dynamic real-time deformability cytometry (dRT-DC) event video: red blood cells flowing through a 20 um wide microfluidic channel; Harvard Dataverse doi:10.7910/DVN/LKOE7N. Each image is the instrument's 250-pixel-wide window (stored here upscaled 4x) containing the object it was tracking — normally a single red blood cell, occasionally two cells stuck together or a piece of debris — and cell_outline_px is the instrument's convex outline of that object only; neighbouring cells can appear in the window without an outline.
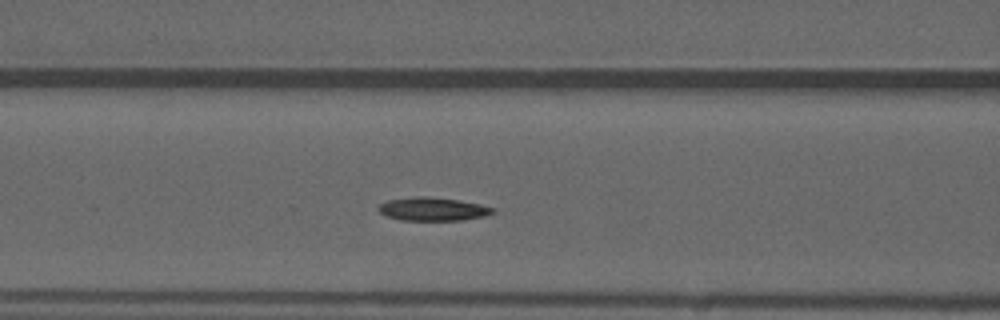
{"species": "common noctule bat (a hibernating species)", "species_latin": "Nyctalus noctula", "temperature_condition": "warm", "stored_images_in_passage": 46, "camera_frame_rate_fps": 3000, "um_per_image_px": 0.085, "animal": {"sex": "male", "forearm_length_mm": 52.5}, "frame": {"image": 1, "passage_image": 14, "time_ms": 4.333, "image_size_px": [1000, 320], "cell_outline_px": [[496, 212], [484, 216], [464, 220], [400, 220], [384, 216], [376, 208], [380, 204], [388, 200], [416, 196], [428, 196], [456, 200], [480, 204], [496, 208]], "centroid_in_image_um": [36.78, 17.77], "position_along_channel_um": 129.8, "area_um2": 15.66}, "authors_computed_cell_mechanics": {"area_um2": 15.3459, "velocity_mm_per_s": 3.8805, "shape_relaxation_time_tau1_ms": null, "shape_relaxation_time_tau2_ms": 4.5564, "deformation_change_tau1": null, "deformation_change_tau2": 0.092}}